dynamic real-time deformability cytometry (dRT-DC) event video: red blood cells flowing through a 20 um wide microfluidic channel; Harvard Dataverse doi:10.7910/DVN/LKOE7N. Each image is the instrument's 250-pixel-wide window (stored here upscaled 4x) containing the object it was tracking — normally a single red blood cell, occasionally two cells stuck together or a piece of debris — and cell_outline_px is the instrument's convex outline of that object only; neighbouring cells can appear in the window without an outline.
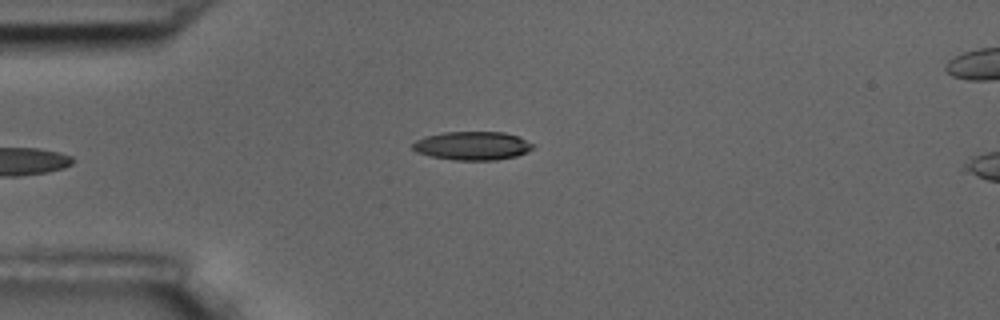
{"species": "common noctule bat (a hibernating species)", "species_latin": "Nyctalus noctula", "temperature_condition": "room temperature", "stored_images_in_passage": 5, "camera_frame_rate_fps": 3000, "um_per_image_px": 0.085, "animal": {"sex": "male", "body_mass_g": 17.5, "forearm_length_mm": 52.3}, "frame": {"image": 1, "passage_image": 5, "time_ms": 4.667, "image_size_px": [1000, 320], "cell_outline_px": [[536, 144], [528, 152], [516, 156], [496, 160], [452, 160], [428, 156], [416, 152], [412, 148], [412, 144], [416, 140], [424, 136], [444, 132], [504, 132], [516, 136]], "centroid_in_image_um": [40.13, 12.39], "position_along_channel_um": 44.9, "area_um2": 20.17}}